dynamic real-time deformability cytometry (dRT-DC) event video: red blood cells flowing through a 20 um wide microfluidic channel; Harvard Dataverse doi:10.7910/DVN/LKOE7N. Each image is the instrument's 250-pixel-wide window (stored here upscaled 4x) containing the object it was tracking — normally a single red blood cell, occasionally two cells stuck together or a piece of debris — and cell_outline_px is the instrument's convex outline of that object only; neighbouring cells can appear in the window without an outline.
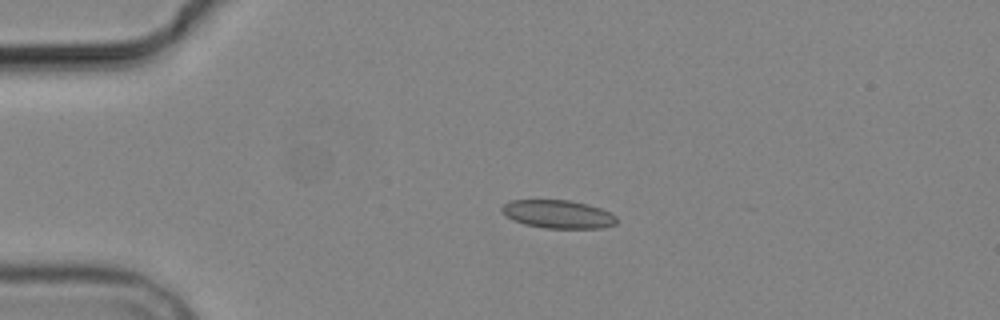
{"species": "common noctule bat (a hibernating species)", "species_latin": "Nyctalus noctula", "temperature_condition": "cold", "stored_images_in_passage": 4, "camera_frame_rate_fps": 3000, "um_per_image_px": 0.085, "animal": {"sex": "male", "body_mass_g": 19.2, "forearm_length_mm": 51.8}, "frame": {"image": 1, "passage_image": 3, "time_ms": 2.333, "image_size_px": [1000, 320], "cell_outline_px": [[616, 224], [600, 228], [544, 228], [524, 224], [512, 220], [500, 208], [504, 204], [512, 200], [568, 200], [588, 204], [600, 208], [616, 216]], "centroid_in_image_um": [47.43, 18.2], "position_along_channel_um": 37.6, "area_um2": 18.73}}